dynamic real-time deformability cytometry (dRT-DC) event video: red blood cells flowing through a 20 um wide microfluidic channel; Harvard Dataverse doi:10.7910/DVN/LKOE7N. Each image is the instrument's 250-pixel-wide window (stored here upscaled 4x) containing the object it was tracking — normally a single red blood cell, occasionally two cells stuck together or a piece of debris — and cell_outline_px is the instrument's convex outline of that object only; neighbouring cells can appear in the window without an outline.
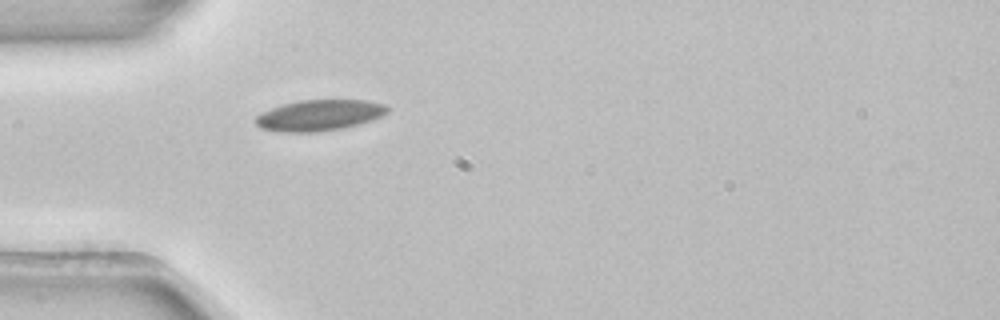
{"species": "common noctule bat (a hibernating species)", "species_latin": "Nyctalus noctula", "temperature_condition": "room temperature", "stored_images_in_passage": 3, "camera_frame_rate_fps": 3000, "um_per_image_px": 0.085, "animal": {"sex": "female", "body_mass_g": 22.7, "forearm_length_mm": 54.2}, "frame": {"image": 1, "passage_image": 3, "time_ms": 0.667, "image_size_px": [1000, 320], "cell_outline_px": [[388, 112], [384, 116], [372, 120], [344, 128], [316, 132], [280, 132], [260, 128], [252, 120], [260, 112], [284, 104], [300, 100], [368, 100], [384, 104], [388, 108]], "centroid_in_image_um": [27.13, 9.8], "position_along_channel_um": 57.9, "area_um2": 23.99}}